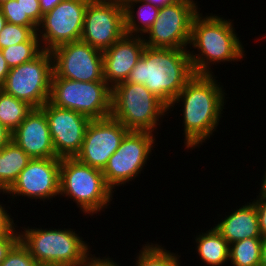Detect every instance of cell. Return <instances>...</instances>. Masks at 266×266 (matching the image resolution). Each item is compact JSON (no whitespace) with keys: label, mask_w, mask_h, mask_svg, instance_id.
I'll use <instances>...</instances> for the list:
<instances>
[{"label":"cell","mask_w":266,"mask_h":266,"mask_svg":"<svg viewBox=\"0 0 266 266\" xmlns=\"http://www.w3.org/2000/svg\"><path fill=\"white\" fill-rule=\"evenodd\" d=\"M7 23V20L5 19L2 10L0 8V31L3 29V27L5 26V24Z\"/></svg>","instance_id":"41"},{"label":"cell","mask_w":266,"mask_h":266,"mask_svg":"<svg viewBox=\"0 0 266 266\" xmlns=\"http://www.w3.org/2000/svg\"><path fill=\"white\" fill-rule=\"evenodd\" d=\"M253 203L257 208L260 232L263 237H266V194L259 193Z\"/></svg>","instance_id":"32"},{"label":"cell","mask_w":266,"mask_h":266,"mask_svg":"<svg viewBox=\"0 0 266 266\" xmlns=\"http://www.w3.org/2000/svg\"><path fill=\"white\" fill-rule=\"evenodd\" d=\"M260 266H266V237L262 241Z\"/></svg>","instance_id":"39"},{"label":"cell","mask_w":266,"mask_h":266,"mask_svg":"<svg viewBox=\"0 0 266 266\" xmlns=\"http://www.w3.org/2000/svg\"><path fill=\"white\" fill-rule=\"evenodd\" d=\"M5 1H8V0H0V5L5 2Z\"/></svg>","instance_id":"43"},{"label":"cell","mask_w":266,"mask_h":266,"mask_svg":"<svg viewBox=\"0 0 266 266\" xmlns=\"http://www.w3.org/2000/svg\"><path fill=\"white\" fill-rule=\"evenodd\" d=\"M199 9L195 0H176L160 8L156 21L143 36L145 45L151 48L188 49L192 21Z\"/></svg>","instance_id":"9"},{"label":"cell","mask_w":266,"mask_h":266,"mask_svg":"<svg viewBox=\"0 0 266 266\" xmlns=\"http://www.w3.org/2000/svg\"><path fill=\"white\" fill-rule=\"evenodd\" d=\"M154 141L156 142L154 134L147 131H129L125 135L102 170L105 181L112 190L129 183L142 173L147 160L151 158L149 156L154 150Z\"/></svg>","instance_id":"10"},{"label":"cell","mask_w":266,"mask_h":266,"mask_svg":"<svg viewBox=\"0 0 266 266\" xmlns=\"http://www.w3.org/2000/svg\"><path fill=\"white\" fill-rule=\"evenodd\" d=\"M63 0H41V12L44 15L45 13L51 11L57 4H59Z\"/></svg>","instance_id":"36"},{"label":"cell","mask_w":266,"mask_h":266,"mask_svg":"<svg viewBox=\"0 0 266 266\" xmlns=\"http://www.w3.org/2000/svg\"><path fill=\"white\" fill-rule=\"evenodd\" d=\"M52 78L74 81H105L102 51L79 40L59 45L51 51Z\"/></svg>","instance_id":"11"},{"label":"cell","mask_w":266,"mask_h":266,"mask_svg":"<svg viewBox=\"0 0 266 266\" xmlns=\"http://www.w3.org/2000/svg\"><path fill=\"white\" fill-rule=\"evenodd\" d=\"M22 42H40L37 33L30 27L6 23L0 31V49Z\"/></svg>","instance_id":"27"},{"label":"cell","mask_w":266,"mask_h":266,"mask_svg":"<svg viewBox=\"0 0 266 266\" xmlns=\"http://www.w3.org/2000/svg\"><path fill=\"white\" fill-rule=\"evenodd\" d=\"M23 228L20 241L42 266H81L91 253L90 246L71 228Z\"/></svg>","instance_id":"4"},{"label":"cell","mask_w":266,"mask_h":266,"mask_svg":"<svg viewBox=\"0 0 266 266\" xmlns=\"http://www.w3.org/2000/svg\"><path fill=\"white\" fill-rule=\"evenodd\" d=\"M41 51L40 42H22L1 49L10 69L34 59Z\"/></svg>","instance_id":"26"},{"label":"cell","mask_w":266,"mask_h":266,"mask_svg":"<svg viewBox=\"0 0 266 266\" xmlns=\"http://www.w3.org/2000/svg\"><path fill=\"white\" fill-rule=\"evenodd\" d=\"M45 112L56 156L74 158L80 151L86 128L91 121L79 112L58 108L46 102Z\"/></svg>","instance_id":"16"},{"label":"cell","mask_w":266,"mask_h":266,"mask_svg":"<svg viewBox=\"0 0 266 266\" xmlns=\"http://www.w3.org/2000/svg\"><path fill=\"white\" fill-rule=\"evenodd\" d=\"M220 83L213 74H195L168 106L171 111L182 102L186 149L200 147L216 131L227 95Z\"/></svg>","instance_id":"1"},{"label":"cell","mask_w":266,"mask_h":266,"mask_svg":"<svg viewBox=\"0 0 266 266\" xmlns=\"http://www.w3.org/2000/svg\"><path fill=\"white\" fill-rule=\"evenodd\" d=\"M60 164L61 159L31 158L21 171L17 180L2 194L30 199L50 200L60 194Z\"/></svg>","instance_id":"14"},{"label":"cell","mask_w":266,"mask_h":266,"mask_svg":"<svg viewBox=\"0 0 266 266\" xmlns=\"http://www.w3.org/2000/svg\"><path fill=\"white\" fill-rule=\"evenodd\" d=\"M0 266H42L31 256L27 247L19 240L9 251Z\"/></svg>","instance_id":"29"},{"label":"cell","mask_w":266,"mask_h":266,"mask_svg":"<svg viewBox=\"0 0 266 266\" xmlns=\"http://www.w3.org/2000/svg\"><path fill=\"white\" fill-rule=\"evenodd\" d=\"M23 17H29L37 26L40 25L43 14L38 0H22Z\"/></svg>","instance_id":"30"},{"label":"cell","mask_w":266,"mask_h":266,"mask_svg":"<svg viewBox=\"0 0 266 266\" xmlns=\"http://www.w3.org/2000/svg\"><path fill=\"white\" fill-rule=\"evenodd\" d=\"M263 237H253L230 244L232 266H260Z\"/></svg>","instance_id":"24"},{"label":"cell","mask_w":266,"mask_h":266,"mask_svg":"<svg viewBox=\"0 0 266 266\" xmlns=\"http://www.w3.org/2000/svg\"><path fill=\"white\" fill-rule=\"evenodd\" d=\"M52 75V54L42 50L34 59L11 68L1 89L33 108H41L49 101Z\"/></svg>","instance_id":"8"},{"label":"cell","mask_w":266,"mask_h":266,"mask_svg":"<svg viewBox=\"0 0 266 266\" xmlns=\"http://www.w3.org/2000/svg\"><path fill=\"white\" fill-rule=\"evenodd\" d=\"M33 110L27 102L19 100L0 88V123L11 133Z\"/></svg>","instance_id":"23"},{"label":"cell","mask_w":266,"mask_h":266,"mask_svg":"<svg viewBox=\"0 0 266 266\" xmlns=\"http://www.w3.org/2000/svg\"><path fill=\"white\" fill-rule=\"evenodd\" d=\"M236 209L230 215H225L226 217L214 226L221 236L229 244L247 238L263 237L259 228L257 208L253 201Z\"/></svg>","instance_id":"19"},{"label":"cell","mask_w":266,"mask_h":266,"mask_svg":"<svg viewBox=\"0 0 266 266\" xmlns=\"http://www.w3.org/2000/svg\"><path fill=\"white\" fill-rule=\"evenodd\" d=\"M0 8L8 23L30 27L37 33L38 26L29 17H23L22 0L5 1Z\"/></svg>","instance_id":"28"},{"label":"cell","mask_w":266,"mask_h":266,"mask_svg":"<svg viewBox=\"0 0 266 266\" xmlns=\"http://www.w3.org/2000/svg\"><path fill=\"white\" fill-rule=\"evenodd\" d=\"M125 34L122 0L88 3L84 15L81 41L104 51Z\"/></svg>","instance_id":"13"},{"label":"cell","mask_w":266,"mask_h":266,"mask_svg":"<svg viewBox=\"0 0 266 266\" xmlns=\"http://www.w3.org/2000/svg\"><path fill=\"white\" fill-rule=\"evenodd\" d=\"M128 132L121 122L111 116L91 120L75 158L83 164L103 170Z\"/></svg>","instance_id":"15"},{"label":"cell","mask_w":266,"mask_h":266,"mask_svg":"<svg viewBox=\"0 0 266 266\" xmlns=\"http://www.w3.org/2000/svg\"><path fill=\"white\" fill-rule=\"evenodd\" d=\"M9 70L10 68L8 67L7 61L4 59L0 49V88L4 85Z\"/></svg>","instance_id":"35"},{"label":"cell","mask_w":266,"mask_h":266,"mask_svg":"<svg viewBox=\"0 0 266 266\" xmlns=\"http://www.w3.org/2000/svg\"><path fill=\"white\" fill-rule=\"evenodd\" d=\"M122 3L124 6L125 33L130 36L143 37L146 35L158 17L159 8L145 0H122Z\"/></svg>","instance_id":"20"},{"label":"cell","mask_w":266,"mask_h":266,"mask_svg":"<svg viewBox=\"0 0 266 266\" xmlns=\"http://www.w3.org/2000/svg\"><path fill=\"white\" fill-rule=\"evenodd\" d=\"M157 8H163L164 6L174 3L176 0H145Z\"/></svg>","instance_id":"38"},{"label":"cell","mask_w":266,"mask_h":266,"mask_svg":"<svg viewBox=\"0 0 266 266\" xmlns=\"http://www.w3.org/2000/svg\"><path fill=\"white\" fill-rule=\"evenodd\" d=\"M90 2H96V1H112V0H88Z\"/></svg>","instance_id":"42"},{"label":"cell","mask_w":266,"mask_h":266,"mask_svg":"<svg viewBox=\"0 0 266 266\" xmlns=\"http://www.w3.org/2000/svg\"><path fill=\"white\" fill-rule=\"evenodd\" d=\"M30 159L12 139L0 149V192L12 186Z\"/></svg>","instance_id":"22"},{"label":"cell","mask_w":266,"mask_h":266,"mask_svg":"<svg viewBox=\"0 0 266 266\" xmlns=\"http://www.w3.org/2000/svg\"><path fill=\"white\" fill-rule=\"evenodd\" d=\"M215 15L204 17L199 12L192 21L190 49L187 50L195 74H214L211 64L241 61L245 57L243 44L232 21ZM191 46L199 53L190 51Z\"/></svg>","instance_id":"3"},{"label":"cell","mask_w":266,"mask_h":266,"mask_svg":"<svg viewBox=\"0 0 266 266\" xmlns=\"http://www.w3.org/2000/svg\"><path fill=\"white\" fill-rule=\"evenodd\" d=\"M11 140V132L0 123V149Z\"/></svg>","instance_id":"37"},{"label":"cell","mask_w":266,"mask_h":266,"mask_svg":"<svg viewBox=\"0 0 266 266\" xmlns=\"http://www.w3.org/2000/svg\"><path fill=\"white\" fill-rule=\"evenodd\" d=\"M194 75L187 49L146 46L126 82L144 84L169 106Z\"/></svg>","instance_id":"2"},{"label":"cell","mask_w":266,"mask_h":266,"mask_svg":"<svg viewBox=\"0 0 266 266\" xmlns=\"http://www.w3.org/2000/svg\"><path fill=\"white\" fill-rule=\"evenodd\" d=\"M89 2L63 0L43 15L37 30L42 50L51 51L59 45L81 39L84 15Z\"/></svg>","instance_id":"12"},{"label":"cell","mask_w":266,"mask_h":266,"mask_svg":"<svg viewBox=\"0 0 266 266\" xmlns=\"http://www.w3.org/2000/svg\"><path fill=\"white\" fill-rule=\"evenodd\" d=\"M11 139L30 158L57 157L48 120L41 108H33L25 120L11 133Z\"/></svg>","instance_id":"18"},{"label":"cell","mask_w":266,"mask_h":266,"mask_svg":"<svg viewBox=\"0 0 266 266\" xmlns=\"http://www.w3.org/2000/svg\"><path fill=\"white\" fill-rule=\"evenodd\" d=\"M114 191L107 185L102 170L74 158H62L60 194L75 202L84 214L101 213L112 201Z\"/></svg>","instance_id":"6"},{"label":"cell","mask_w":266,"mask_h":266,"mask_svg":"<svg viewBox=\"0 0 266 266\" xmlns=\"http://www.w3.org/2000/svg\"><path fill=\"white\" fill-rule=\"evenodd\" d=\"M202 233V234H201ZM196 235V253L209 266H222L229 261L230 244L215 229Z\"/></svg>","instance_id":"21"},{"label":"cell","mask_w":266,"mask_h":266,"mask_svg":"<svg viewBox=\"0 0 266 266\" xmlns=\"http://www.w3.org/2000/svg\"><path fill=\"white\" fill-rule=\"evenodd\" d=\"M111 98L112 88L106 81L83 82L52 78L48 102L95 120L110 116Z\"/></svg>","instance_id":"7"},{"label":"cell","mask_w":266,"mask_h":266,"mask_svg":"<svg viewBox=\"0 0 266 266\" xmlns=\"http://www.w3.org/2000/svg\"><path fill=\"white\" fill-rule=\"evenodd\" d=\"M3 204L0 203V237L7 235H20V232L16 231V223H14L12 216L7 213Z\"/></svg>","instance_id":"31"},{"label":"cell","mask_w":266,"mask_h":266,"mask_svg":"<svg viewBox=\"0 0 266 266\" xmlns=\"http://www.w3.org/2000/svg\"><path fill=\"white\" fill-rule=\"evenodd\" d=\"M147 243L142 245L135 259L136 266H181L180 255L166 250L158 243Z\"/></svg>","instance_id":"25"},{"label":"cell","mask_w":266,"mask_h":266,"mask_svg":"<svg viewBox=\"0 0 266 266\" xmlns=\"http://www.w3.org/2000/svg\"><path fill=\"white\" fill-rule=\"evenodd\" d=\"M20 240V235H7L0 237V264L6 259L7 254Z\"/></svg>","instance_id":"33"},{"label":"cell","mask_w":266,"mask_h":266,"mask_svg":"<svg viewBox=\"0 0 266 266\" xmlns=\"http://www.w3.org/2000/svg\"><path fill=\"white\" fill-rule=\"evenodd\" d=\"M168 113V106L144 84L125 81L112 88L110 116L129 131L154 133Z\"/></svg>","instance_id":"5"},{"label":"cell","mask_w":266,"mask_h":266,"mask_svg":"<svg viewBox=\"0 0 266 266\" xmlns=\"http://www.w3.org/2000/svg\"><path fill=\"white\" fill-rule=\"evenodd\" d=\"M145 47L142 36L125 34L111 47L102 51L103 77L111 88L127 80Z\"/></svg>","instance_id":"17"},{"label":"cell","mask_w":266,"mask_h":266,"mask_svg":"<svg viewBox=\"0 0 266 266\" xmlns=\"http://www.w3.org/2000/svg\"><path fill=\"white\" fill-rule=\"evenodd\" d=\"M81 266H119L113 258L96 257L95 254H90Z\"/></svg>","instance_id":"34"},{"label":"cell","mask_w":266,"mask_h":266,"mask_svg":"<svg viewBox=\"0 0 266 266\" xmlns=\"http://www.w3.org/2000/svg\"><path fill=\"white\" fill-rule=\"evenodd\" d=\"M264 176H263V179L261 181V188L259 189L260 190V193L261 194H266V171H264Z\"/></svg>","instance_id":"40"}]
</instances>
